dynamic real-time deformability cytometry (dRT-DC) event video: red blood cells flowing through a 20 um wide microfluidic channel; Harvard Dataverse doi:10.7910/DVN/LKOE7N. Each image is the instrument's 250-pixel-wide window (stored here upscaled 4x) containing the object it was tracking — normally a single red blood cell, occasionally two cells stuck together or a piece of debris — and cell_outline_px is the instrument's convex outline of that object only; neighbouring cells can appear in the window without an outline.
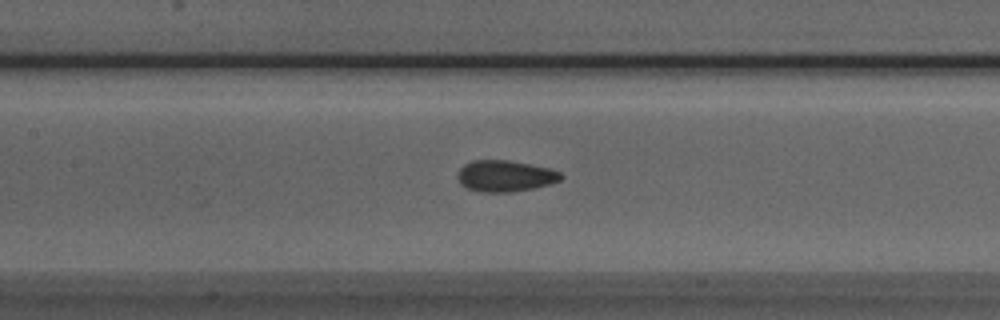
{"species": "Egyptian fruit bat (a non-hibernating species)", "species_latin": "Rousettus aegyptiacus", "temperature_condition": "room temperature", "stored_images_in_passage": 40, "camera_frame_rate_fps": 3000, "um_per_image_px": 0.085, "animal": {"sex": "male"}, "frame": {"image": 1, "passage_image": 11, "time_ms": 3.333, "image_size_px": [1000, 320], "cell_outline_px": [[564, 176], [560, 180], [536, 188], [512, 192], [484, 192], [468, 188], [460, 184], [456, 176], [460, 168], [464, 164], [472, 160], [508, 160], [548, 168], [560, 172]], "centroid_in_image_um": [42.91, 14.96], "position_along_channel_um": 164.5, "area_um2": 18.84}}
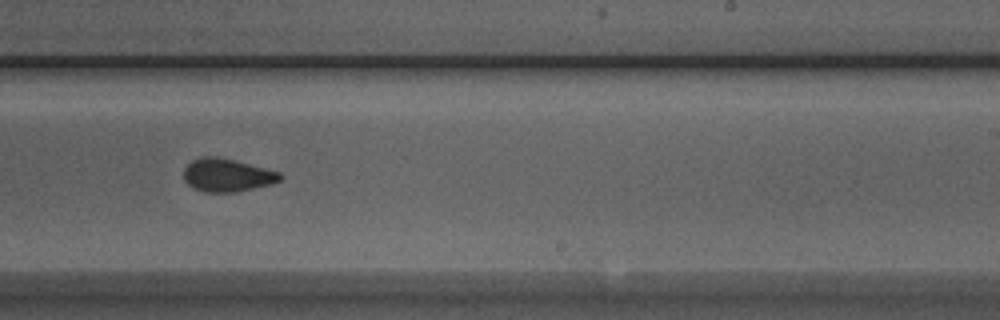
{"frame": {"image": 2, "passage_image": 19, "time_ms": 6.0, "image_size_px": [1000, 320], "cell_outline_px": [[284, 176], [280, 180], [272, 184], [236, 192], [204, 192], [192, 188], [184, 180], [184, 168], [192, 160], [200, 156], [216, 156], [280, 172]], "centroid_in_image_um": [19.28, 14.89], "position_along_channel_um": 269.7, "area_um2": 18.55}}
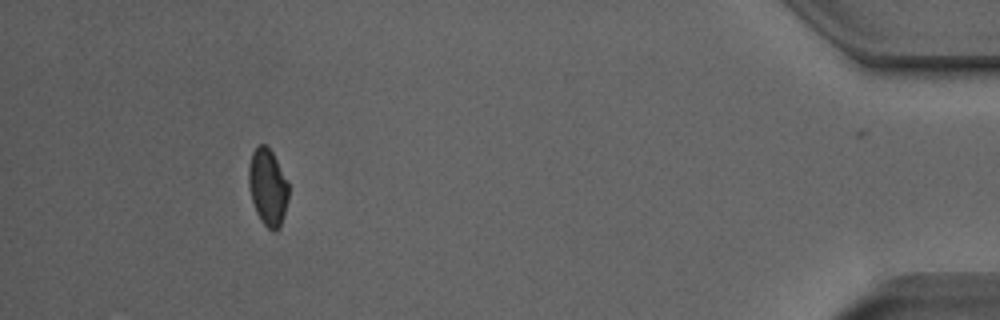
{"frame": {"image": 3, "passage_image": 35, "time_ms": 11.333, "image_size_px": [1000, 320], "cell_outline_px": [[288, 200], [284, 216], [280, 228], [276, 232], [272, 232], [260, 220], [256, 212], [252, 200], [248, 184], [248, 164], [252, 152], [260, 144], [264, 144], [272, 152], [288, 180]], "centroid_in_image_um": [22.76, 15.94], "position_along_channel_um": 412.4, "area_um2": 18.09}, "authors_computed_cell_mechanics": {"area_um2": 18.5827, "velocity_mm_per_s": 3.9609, "shape_relaxation_time_tau1_ms": 4.5715, "shape_relaxation_time_tau2_ms": 1.6127, "deformation_change_tau1": 0.1027, "deformation_change_tau2": 0.0539}}